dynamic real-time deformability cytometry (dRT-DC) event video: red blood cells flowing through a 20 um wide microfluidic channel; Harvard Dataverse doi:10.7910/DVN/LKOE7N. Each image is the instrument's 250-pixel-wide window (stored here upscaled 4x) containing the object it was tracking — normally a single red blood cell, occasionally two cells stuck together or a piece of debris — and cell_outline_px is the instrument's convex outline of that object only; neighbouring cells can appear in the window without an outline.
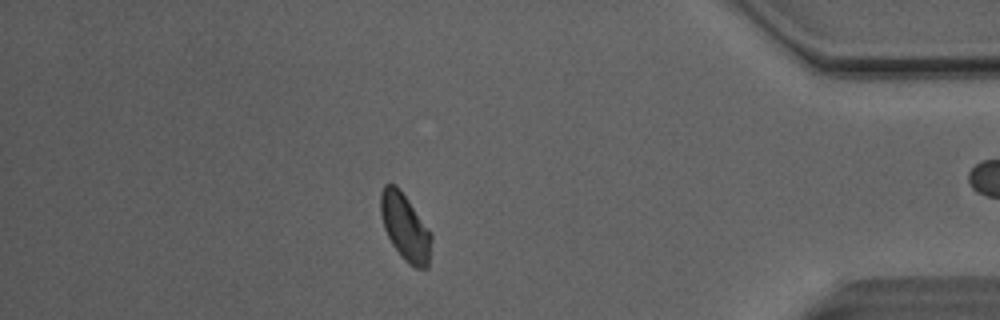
{"species": "Egyptian fruit bat (a non-hibernating species)", "species_latin": "Rousettus aegyptiacus", "temperature_condition": "room temperature", "stored_images_in_passage": 50, "camera_frame_rate_fps": 3000, "um_per_image_px": 0.085, "animal": {"sex": "male"}, "frame": {"image": 1, "passage_image": 43, "time_ms": 14.0, "image_size_px": [1000, 320], "cell_outline_px": [[432, 240], [428, 268], [416, 268], [408, 264], [404, 260], [392, 244], [384, 228], [380, 212], [380, 192], [384, 184], [396, 184], [400, 188], [432, 232]], "centroid_in_image_um": [34.45, 19.29], "position_along_channel_um": 400.8, "area_um2": 20.06}, "authors_computed_cell_mechanics": {"area_um2": 20.3456, "velocity_mm_per_s": 4.0838, "shape_relaxation_time_tau1_ms": 4.941, "shape_relaxation_time_tau2_ms": 2.6364, "deformation_change_tau1": 0.0807, "deformation_change_tau2": 0.0538}}